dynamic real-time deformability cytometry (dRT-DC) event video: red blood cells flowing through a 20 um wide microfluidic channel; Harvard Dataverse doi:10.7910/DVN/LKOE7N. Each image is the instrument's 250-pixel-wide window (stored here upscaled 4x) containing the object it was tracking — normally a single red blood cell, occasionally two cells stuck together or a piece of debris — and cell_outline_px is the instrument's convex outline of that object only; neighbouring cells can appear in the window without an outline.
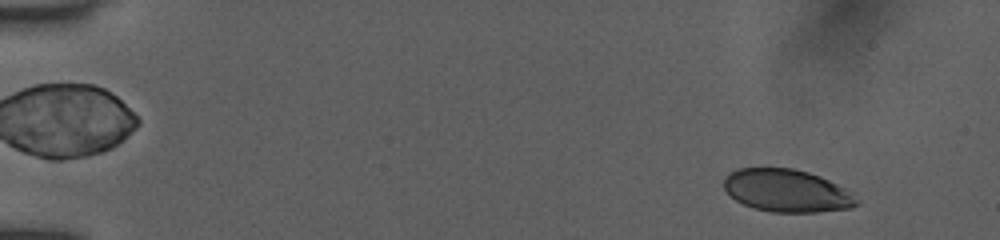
{"species": "human", "species_latin": "Homo sapiens", "temperature_condition": "room temperature", "stored_images_in_passage": 48, "camera_frame_rate_fps": 3000, "um_per_image_px": 0.085, "donor": {"sex": "female"}, "frame": {"image": 1, "passage_image": 5, "time_ms": 1.333, "image_size_px": [1000, 240], "cell_outline_px": [[860, 204], [852, 208], [816, 212], [772, 212], [756, 208], [744, 204], [736, 200], [724, 188], [724, 180], [732, 172], [740, 168], [792, 168], [808, 172], [820, 176], [844, 188], [860, 200]], "centroid_in_image_um": [66.93, 16.22], "position_along_channel_um": 18.1, "area_um2": 32.71}}
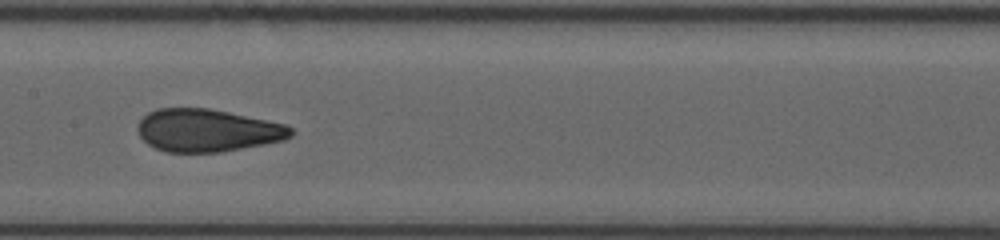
{"frame": {"image": 2, "passage_image": 29, "time_ms": 9.0, "image_size_px": [1000, 240], "cell_outline_px": [[292, 136], [284, 140], [264, 144], [220, 152], [168, 152], [156, 148], [148, 144], [140, 136], [136, 128], [140, 120], [148, 112], [156, 108], [208, 108], [228, 112], [284, 124], [292, 128]], "centroid_in_image_um": [17.59, 11.08], "position_along_channel_um": 189.8, "area_um2": 37.86}}
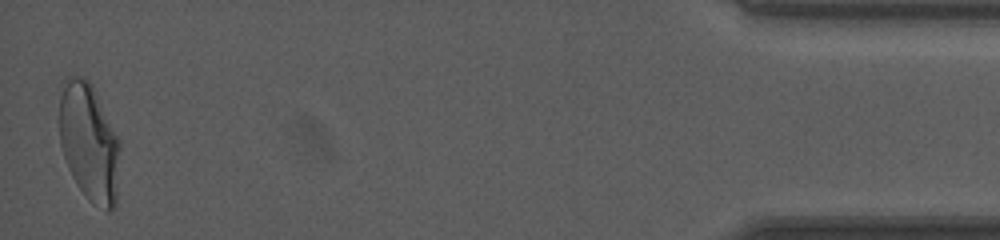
{"frame": {"image": 3, "passage_image": 48, "time_ms": 17.0, "image_size_px": [1000, 240], "cell_outline_px": [[120, 148], [116, 204], [108, 212], [92, 204], [88, 200], [76, 184], [68, 168], [60, 144], [60, 80], [64, 76], [84, 76], [92, 84], [120, 140]], "centroid_in_image_um": [7.57, 12.07], "position_along_channel_um": 427.6, "area_um2": 42.31}, "authors_computed_cell_mechanics": {"area_um2": 37.7723, "velocity_mm_per_s": 3.9632, "shape_relaxation_time_tau1_ms": 5.9357, "shape_relaxation_time_tau2_ms": 0.8137, "deformation_change_tau1": 0.2015, "deformation_change_tau2": 0.0699}}